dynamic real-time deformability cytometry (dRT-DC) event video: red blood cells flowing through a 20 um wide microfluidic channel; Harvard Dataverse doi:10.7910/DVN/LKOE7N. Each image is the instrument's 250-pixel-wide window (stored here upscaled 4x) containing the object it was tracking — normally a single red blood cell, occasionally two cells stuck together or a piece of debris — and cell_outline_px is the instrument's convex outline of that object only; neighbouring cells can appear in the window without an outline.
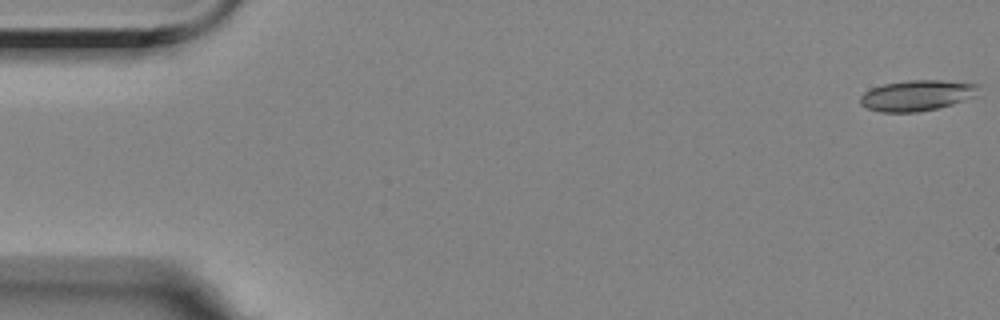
{"species": "Egyptian fruit bat (a non-hibernating species)", "species_latin": "Rousettus aegyptiacus", "temperature_condition": "room temperature", "stored_images_in_passage": 57, "camera_frame_rate_fps": 3000, "um_per_image_px": 0.085, "animal": {"sex": "female"}, "frame": {"image": 1, "passage_image": 1, "time_ms": 0.0, "image_size_px": [1000, 320], "cell_outline_px": [[980, 84], [976, 96], [952, 104], [936, 108], [916, 112], [880, 112], [868, 108], [860, 104], [860, 96], [864, 92], [872, 88], [884, 84], [908, 80], [944, 80]], "centroid_in_image_um": [77.95, 8.1], "position_along_channel_um": 7.1, "area_um2": 21.15}}
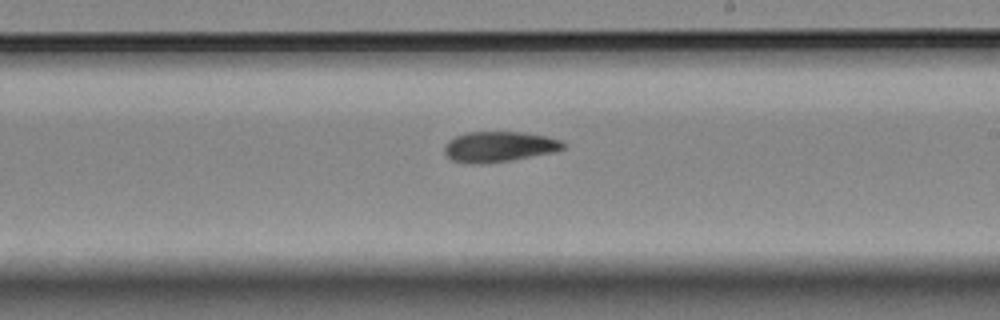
{"frame": {"image": 2, "passage_image": 33, "time_ms": 10.667, "image_size_px": [1000, 320], "cell_outline_px": [[568, 144], [564, 148], [556, 152], [508, 160], [480, 164], [468, 164], [452, 160], [444, 152], [444, 144], [448, 140], [456, 136], [468, 132], [524, 132], [548, 136], [560, 140]], "centroid_in_image_um": [42.43, 12.46], "position_along_channel_um": 246.6, "area_um2": 21.21}}
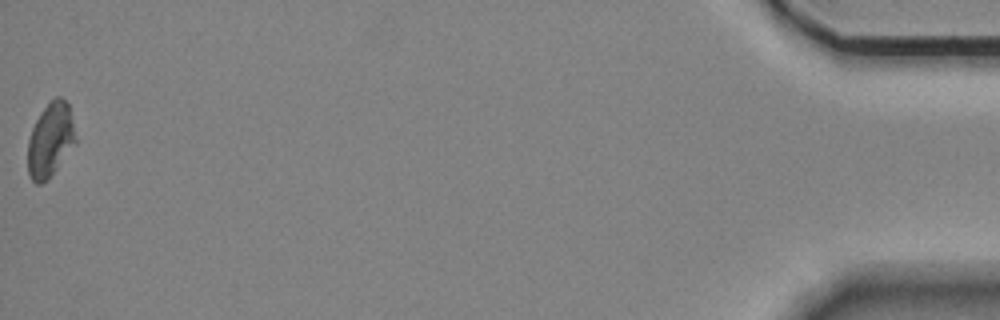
{"frame": {"image": 3, "passage_image": 57, "time_ms": 18.667, "image_size_px": [1000, 320], "cell_outline_px": [[76, 144], [48, 180], [40, 184], [36, 184], [32, 180], [28, 172], [28, 140], [32, 128], [40, 112], [56, 96], [60, 96], [68, 104], [72, 120], [76, 140]], "centroid_in_image_um": [4.28, 11.93], "position_along_channel_um": 430.9, "area_um2": 20.58}, "authors_computed_cell_mechanics": {"area_um2": 21.1548, "velocity_mm_per_s": 3.5089, "shape_relaxation_time_tau1_ms": 6.1738, "shape_relaxation_time_tau2_ms": 8.3996, "deformation_change_tau1": 0.1461, "deformation_change_tau2": 0.1288}}